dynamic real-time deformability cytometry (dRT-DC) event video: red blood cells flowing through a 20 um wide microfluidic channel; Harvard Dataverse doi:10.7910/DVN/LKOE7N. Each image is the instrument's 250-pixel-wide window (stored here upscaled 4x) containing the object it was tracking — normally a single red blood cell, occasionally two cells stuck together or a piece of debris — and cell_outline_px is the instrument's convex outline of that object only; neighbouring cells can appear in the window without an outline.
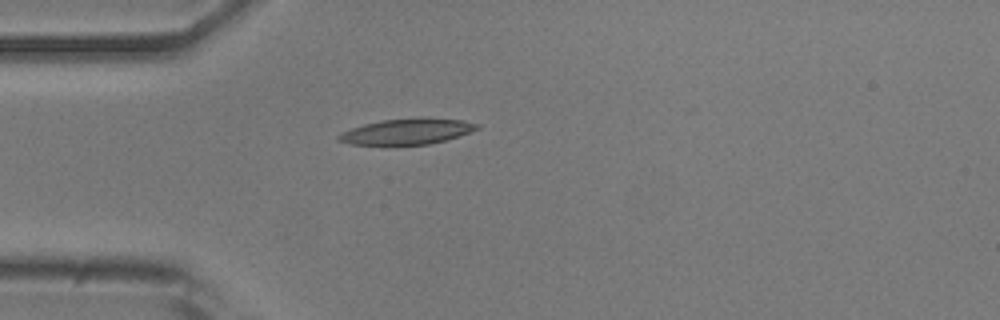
{"species": "common noctule bat (a hibernating species)", "species_latin": "Nyctalus noctula", "temperature_condition": "room temperature", "stored_images_in_passage": 33, "camera_frame_rate_fps": 3000, "um_per_image_px": 0.085, "animal": {"sex": "male", "body_mass_g": 20.5, "forearm_length_mm": 52.5}, "frame": {"image": 1, "passage_image": 1, "time_ms": 0.0, "image_size_px": [1000, 320], "cell_outline_px": [[480, 128], [444, 140], [428, 144], [396, 148], [348, 144], [336, 140], [336, 136], [352, 128], [364, 124], [380, 120], [424, 116], [464, 120], [480, 124]], "centroid_in_image_um": [34.54, 11.2], "position_along_channel_um": 50.5, "area_um2": 21.96}}
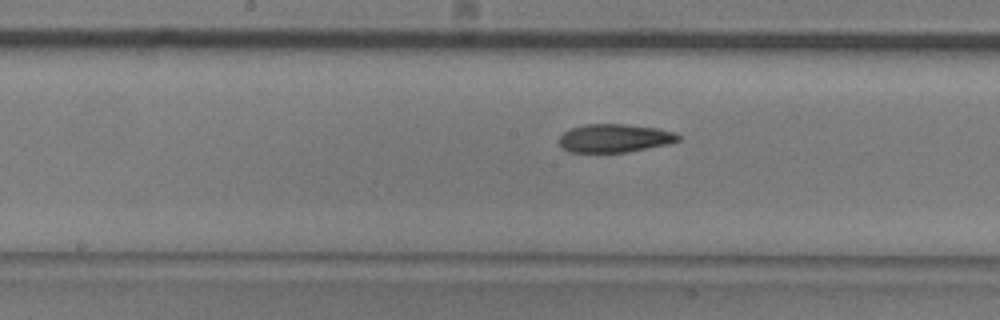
{"frame": {"image": 2, "passage_image": 13, "time_ms": 4.0, "image_size_px": [1000, 320], "cell_outline_px": [[680, 140], [668, 144], [624, 152], [568, 152], [560, 148], [560, 136], [564, 132], [572, 128], [584, 124], [628, 124], [660, 128], [676, 132], [680, 136]], "centroid_in_image_um": [52.25, 11.73], "position_along_channel_um": 195.9, "area_um2": 19.77}}
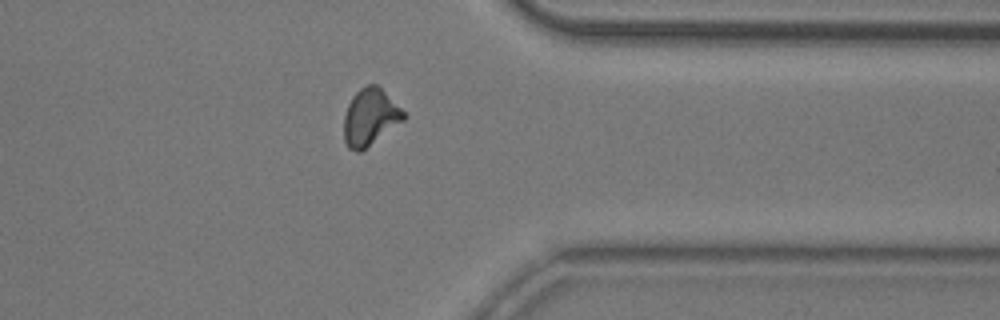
{"frame": {"image": 3, "passage_image": 28, "time_ms": 9.0, "image_size_px": [1000, 320], "cell_outline_px": [[408, 116], [404, 120], [360, 152], [356, 152], [348, 148], [344, 140], [344, 116], [348, 104], [352, 96], [360, 88], [368, 84], [376, 84]], "centroid_in_image_um": [31.44, 9.97], "position_along_channel_um": 380.0, "area_um2": 19.54}, "authors_computed_cell_mechanics": {"area_um2": 19.941, "velocity_mm_per_s": 3.8517, "shape_relaxation_time_tau1_ms": 3.5848, "shape_relaxation_time_tau2_ms": 5.0189, "deformation_change_tau1": 0.1462, "deformation_change_tau2": 0.1336}}